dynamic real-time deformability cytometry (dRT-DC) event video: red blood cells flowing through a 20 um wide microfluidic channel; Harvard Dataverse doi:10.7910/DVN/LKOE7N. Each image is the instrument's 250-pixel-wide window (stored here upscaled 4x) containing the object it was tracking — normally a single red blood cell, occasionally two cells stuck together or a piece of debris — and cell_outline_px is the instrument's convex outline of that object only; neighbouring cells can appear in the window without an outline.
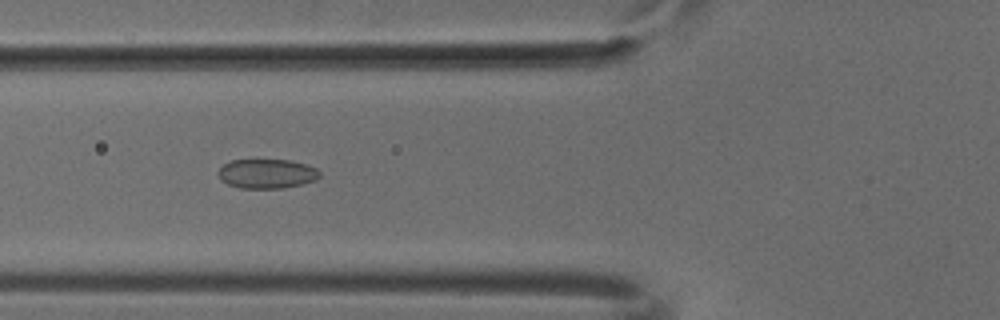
{"species": "common noctule bat (a hibernating species)", "species_latin": "Nyctalus noctula", "temperature_condition": "cold", "stored_images_in_passage": 43, "camera_frame_rate_fps": 3000, "um_per_image_px": 0.085, "animal": {"sex": "male", "body_mass_g": 18.8}, "frame": {"image": 1, "passage_image": 12, "time_ms": 3.667, "image_size_px": [1000, 320], "cell_outline_px": [[320, 176], [316, 180], [284, 188], [240, 188], [228, 184], [220, 180], [216, 172], [224, 164], [232, 160], [288, 160], [304, 164], [316, 168], [320, 172]], "centroid_in_image_um": [22.65, 14.77], "position_along_channel_um": 103.1, "area_um2": 17.34}}
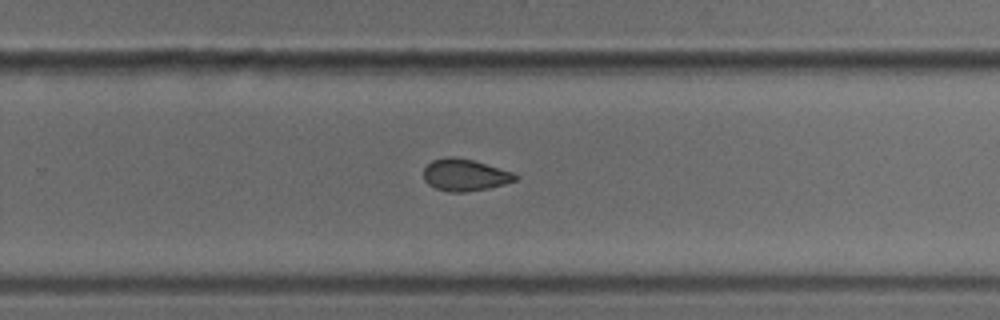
{"frame": {"image": 2, "passage_image": 26, "time_ms": 8.333, "image_size_px": [1000, 320], "cell_outline_px": [[520, 176], [516, 180], [504, 184], [488, 188], [464, 192], [448, 192], [436, 188], [428, 184], [424, 180], [424, 168], [432, 160], [444, 156], [452, 156], [472, 160], [512, 172]], "centroid_in_image_um": [39.49, 14.87], "position_along_channel_um": 290.3, "area_um2": 16.99}}
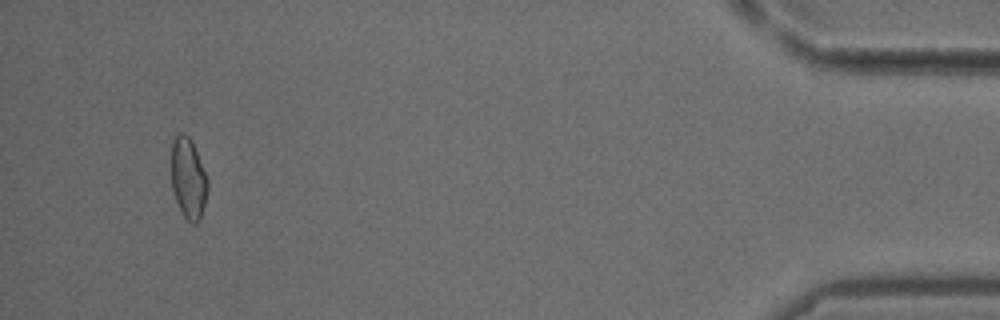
{"frame": {"image": 3, "passage_image": 41, "time_ms": 13.333, "image_size_px": [1000, 320], "cell_outline_px": [[208, 192], [200, 220], [196, 224], [192, 224], [184, 216], [176, 200], [172, 188], [172, 140], [180, 132], [184, 132], [192, 140], [208, 180]], "centroid_in_image_um": [16.02, 15.16], "position_along_channel_um": 419.2, "area_um2": 17.11}}